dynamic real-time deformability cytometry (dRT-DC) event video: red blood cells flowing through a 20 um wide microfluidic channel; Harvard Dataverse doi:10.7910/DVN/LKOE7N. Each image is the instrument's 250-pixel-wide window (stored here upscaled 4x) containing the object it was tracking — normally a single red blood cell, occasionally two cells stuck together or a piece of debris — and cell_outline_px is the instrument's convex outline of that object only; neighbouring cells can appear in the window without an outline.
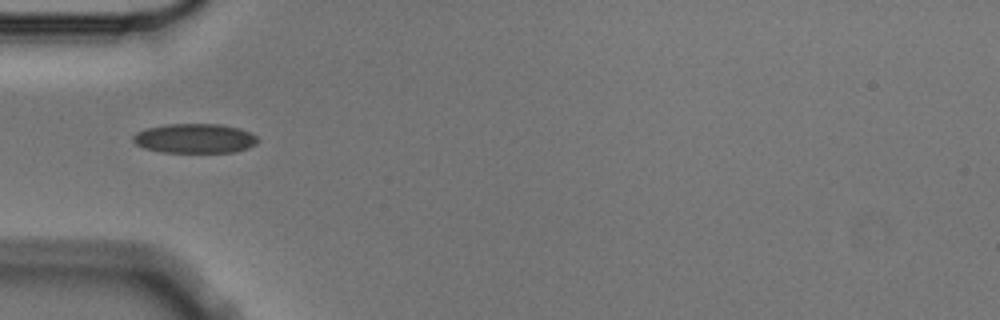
{"species": "Egyptian fruit bat (a non-hibernating species)", "species_latin": "Rousettus aegyptiacus", "temperature_condition": "cold", "stored_images_in_passage": 4, "camera_frame_rate_fps": 3000, "um_per_image_px": 0.085, "animal": {"sex": "male"}, "frame": {"image": 1, "passage_image": 4, "time_ms": 1.0, "image_size_px": [1000, 320], "cell_outline_px": [[260, 140], [256, 144], [248, 148], [232, 152], [160, 152], [144, 148], [136, 144], [132, 140], [132, 136], [136, 132], [148, 128], [168, 124], [220, 124], [240, 128], [256, 136]], "centroid_in_image_um": [16.55, 11.76], "position_along_channel_um": 68.4, "area_um2": 21.44}}